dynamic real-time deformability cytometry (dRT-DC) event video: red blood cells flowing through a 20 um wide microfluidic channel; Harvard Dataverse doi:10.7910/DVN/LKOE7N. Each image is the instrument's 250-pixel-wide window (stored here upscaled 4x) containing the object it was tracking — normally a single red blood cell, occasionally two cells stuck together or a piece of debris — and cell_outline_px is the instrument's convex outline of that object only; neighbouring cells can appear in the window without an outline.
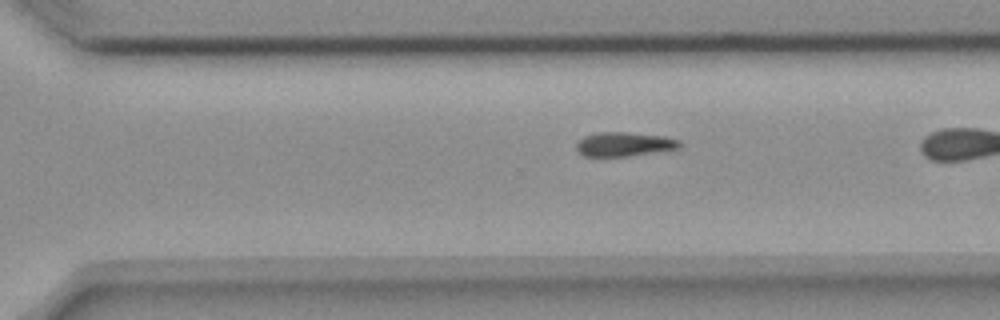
{"species": "common noctule bat (a hibernating species)", "species_latin": "Nyctalus noctula", "temperature_condition": "room temperature", "stored_images_in_passage": 31, "camera_frame_rate_fps": 3000, "um_per_image_px": 0.085, "animal": {"sex": "female", "body_mass_g": 18.4}, "frame": {"image": 1, "passage_image": 27, "time_ms": 8.667, "image_size_px": [1000, 320], "cell_outline_px": [[680, 148], [628, 156], [584, 156], [576, 152], [576, 140], [584, 136], [596, 132], [624, 132], [664, 136], [680, 140]], "centroid_in_image_um": [52.99, 12.25], "position_along_channel_um": 317.6, "area_um2": 14.62}}